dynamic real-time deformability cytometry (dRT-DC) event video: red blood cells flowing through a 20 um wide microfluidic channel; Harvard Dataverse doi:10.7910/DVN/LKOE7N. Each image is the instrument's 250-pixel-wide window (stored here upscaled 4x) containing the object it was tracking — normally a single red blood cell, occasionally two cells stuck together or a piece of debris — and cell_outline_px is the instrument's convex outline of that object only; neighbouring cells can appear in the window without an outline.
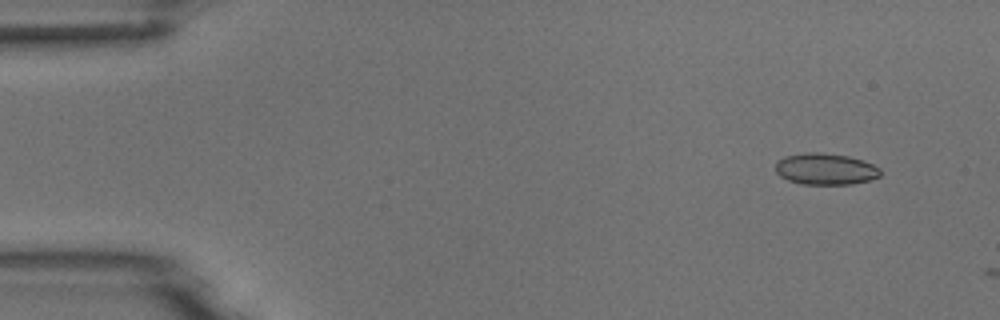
{"species": "common noctule bat (a hibernating species)", "species_latin": "Nyctalus noctula", "temperature_condition": "room temperature", "stored_images_in_passage": 3, "camera_frame_rate_fps": 3000, "um_per_image_px": 0.085, "animal": {"sex": "male", "body_mass_g": 18.8}, "frame": {"image": 1, "passage_image": 2, "time_ms": 0.333, "image_size_px": [1000, 320], "cell_outline_px": [[880, 176], [868, 180], [852, 184], [804, 184], [788, 180], [780, 176], [776, 172], [776, 164], [784, 156], [804, 152], [820, 152], [848, 156], [864, 160], [880, 168]], "centroid_in_image_um": [70.17, 14.36], "position_along_channel_um": 14.8, "area_um2": 19.19}}